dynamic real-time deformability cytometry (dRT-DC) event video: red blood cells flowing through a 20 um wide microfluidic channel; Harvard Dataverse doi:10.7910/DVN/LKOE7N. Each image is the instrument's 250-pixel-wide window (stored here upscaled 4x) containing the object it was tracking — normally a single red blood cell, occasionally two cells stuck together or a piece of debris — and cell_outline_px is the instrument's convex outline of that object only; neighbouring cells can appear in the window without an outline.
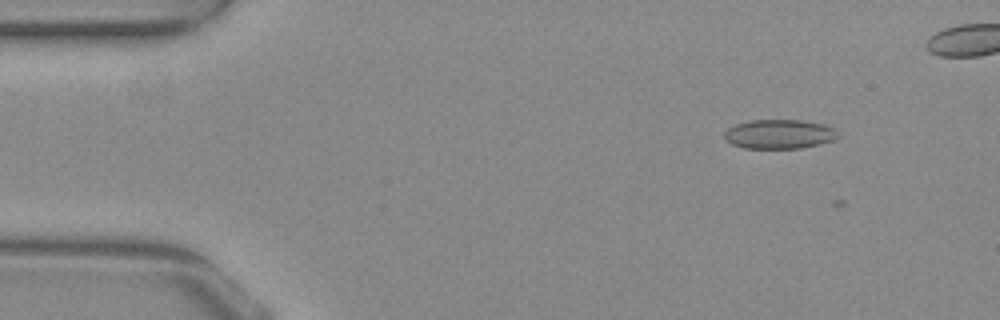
{"species": "common noctule bat (a hibernating species)", "species_latin": "Nyctalus noctula", "temperature_condition": "warm", "stored_images_in_passage": 3, "camera_frame_rate_fps": 3000, "um_per_image_px": 0.085, "animal": {"sex": "female", "body_mass_g": 29.2, "forearm_length_mm": 56.3}, "frame": {"image": 1, "passage_image": 2, "time_ms": 0.333, "image_size_px": [1000, 320], "cell_outline_px": [[840, 136], [836, 140], [820, 144], [800, 148], [744, 148], [732, 144], [724, 140], [724, 132], [728, 128], [736, 124], [748, 120], [804, 120], [824, 124], [836, 128]], "centroid_in_image_um": [66.28, 11.39], "position_along_channel_um": 18.7, "area_um2": 19.71}}